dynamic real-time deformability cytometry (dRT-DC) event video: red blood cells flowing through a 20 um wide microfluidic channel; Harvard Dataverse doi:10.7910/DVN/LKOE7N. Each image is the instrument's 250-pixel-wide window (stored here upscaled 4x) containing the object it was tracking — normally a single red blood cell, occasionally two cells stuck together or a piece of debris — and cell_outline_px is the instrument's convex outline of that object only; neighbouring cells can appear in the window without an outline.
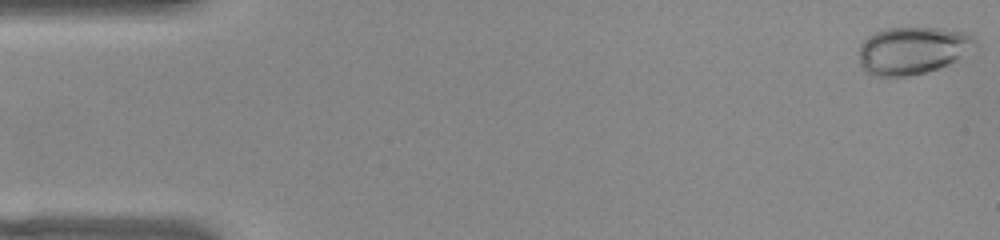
{"species": "common noctule bat (a hibernating species)", "species_latin": "Nyctalus noctula", "temperature_condition": "warm", "stored_images_in_passage": 51, "camera_frame_rate_fps": 3000, "um_per_image_px": 0.085, "animal": {"sex": "female", "body_mass_g": 22.0, "forearm_length_mm": 56.7}, "frame": {"image": 1, "passage_image": 1, "time_ms": 0.0, "image_size_px": [1000, 240], "cell_outline_px": [[976, 44], [956, 60], [948, 64], [924, 72], [908, 76], [872, 76], [860, 64], [860, 44], [868, 36], [884, 28], [940, 28], [964, 32], [976, 36]], "centroid_in_image_um": [77.55, 4.27], "position_along_channel_um": 7.5, "area_um2": 31.79}}
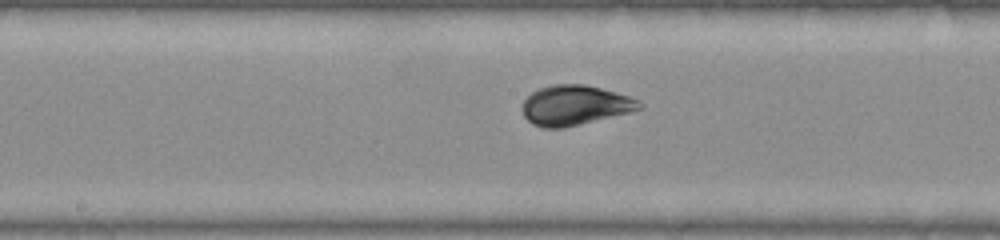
{"frame": {"image": 2, "passage_image": 26, "time_ms": 8.333, "image_size_px": [1000, 240], "cell_outline_px": [[644, 108], [564, 128], [544, 128], [532, 124], [524, 116], [524, 100], [532, 92], [540, 88], [552, 84], [584, 84], [600, 88], [628, 96], [640, 100], [644, 104]], "centroid_in_image_um": [48.88, 8.94], "position_along_channel_um": 199.3, "area_um2": 26.93}}
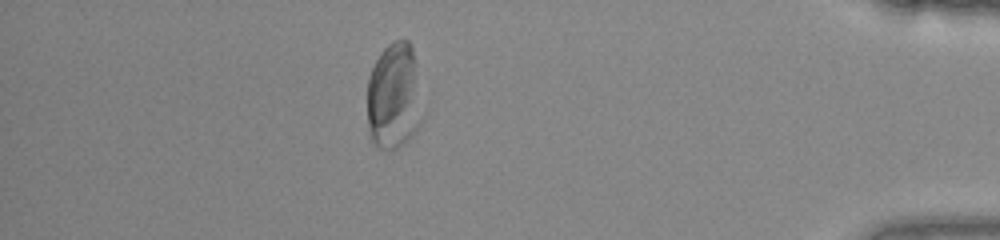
{"frame": {"image": 3, "passage_image": 45, "time_ms": 14.667, "image_size_px": [1000, 240], "cell_outline_px": [[424, 120], [412, 136], [400, 148], [376, 148], [372, 144], [368, 132], [368, 76], [380, 52], [392, 40], [408, 40], [412, 48], [416, 60]], "centroid_in_image_um": [33.51, 8.21], "position_along_channel_um": 401.7, "area_um2": 35.08}, "authors_computed_cell_mechanics": {"area_um2": 27.6862, "velocity_mm_per_s": 3.9488, "shape_relaxation_time_tau1_ms": 5.4489, "shape_relaxation_time_tau2_ms": null, "deformation_change_tau1": 0.1751, "deformation_change_tau2": null}}